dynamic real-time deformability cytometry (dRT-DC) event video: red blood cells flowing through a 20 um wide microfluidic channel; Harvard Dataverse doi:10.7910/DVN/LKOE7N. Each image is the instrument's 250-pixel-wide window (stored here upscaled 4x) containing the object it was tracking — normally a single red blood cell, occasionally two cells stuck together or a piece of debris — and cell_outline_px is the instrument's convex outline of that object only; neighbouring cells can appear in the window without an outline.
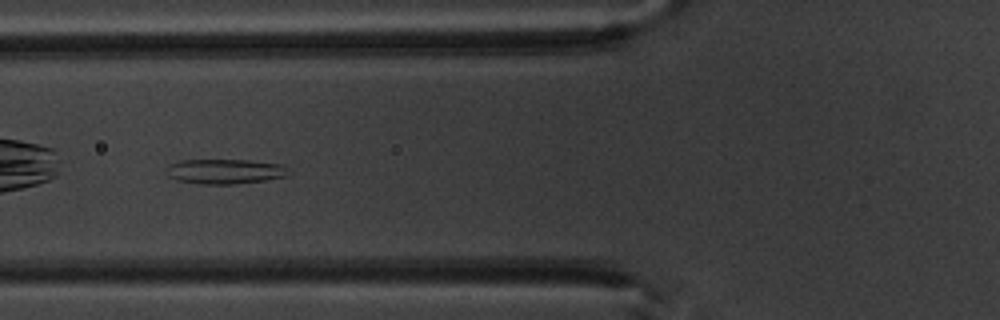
{"species": "common noctule bat (a hibernating species)", "species_latin": "Nyctalus noctula", "temperature_condition": "warm", "stored_images_in_passage": 9, "camera_frame_rate_fps": 3000, "um_per_image_px": 0.085, "animal": {"sex": "male", "body_mass_g": 20.1, "forearm_length_mm": 53.5}, "frame": {"image": 1, "passage_image": 7, "time_ms": 7.0, "image_size_px": [1000, 320], "cell_outline_px": [[288, 176], [264, 180], [236, 184], [200, 184], [176, 180], [168, 176], [168, 164], [180, 160], [248, 160], [280, 164], [288, 168]], "centroid_in_image_um": [19.11, 14.57], "position_along_channel_um": 106.7, "area_um2": 17.69}}
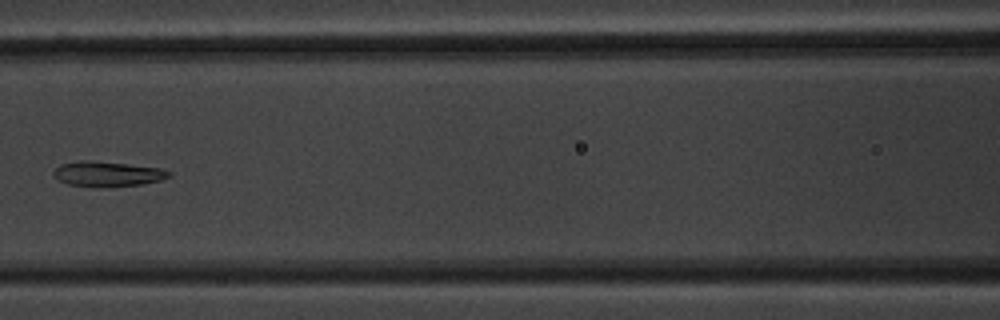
{"frame": {"image": 2, "passage_image": 8, "time_ms": 8.333, "image_size_px": [1000, 320], "cell_outline_px": [[172, 176], [160, 180], [140, 184], [112, 188], [100, 188], [68, 184], [56, 180], [52, 172], [60, 164], [80, 160], [92, 160], [128, 164], [160, 168], [172, 172]], "centroid_in_image_um": [9.11, 14.8], "position_along_channel_um": 157.5, "area_um2": 17.28}}
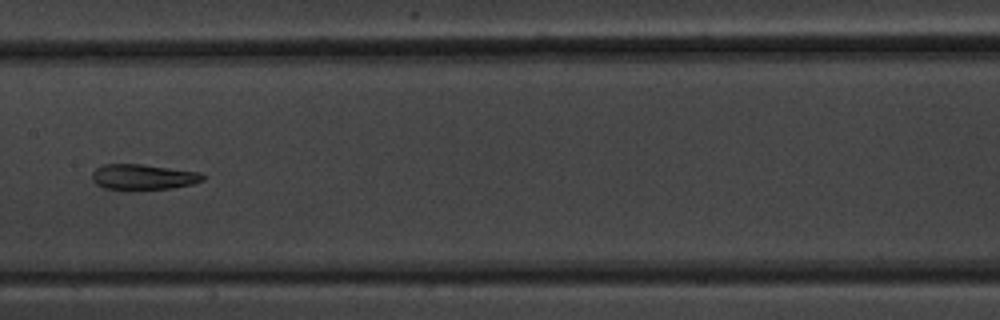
{"frame": {"image": 3, "passage_image": 9, "time_ms": 9.333, "image_size_px": [1000, 320], "cell_outline_px": [[204, 180], [192, 184], [172, 188], [104, 188], [96, 184], [92, 180], [92, 172], [96, 168], [104, 164], [140, 164], [200, 172], [204, 176]], "centroid_in_image_um": [12.17, 15.02], "position_along_channel_um": 195.2, "area_um2": 16.01}}